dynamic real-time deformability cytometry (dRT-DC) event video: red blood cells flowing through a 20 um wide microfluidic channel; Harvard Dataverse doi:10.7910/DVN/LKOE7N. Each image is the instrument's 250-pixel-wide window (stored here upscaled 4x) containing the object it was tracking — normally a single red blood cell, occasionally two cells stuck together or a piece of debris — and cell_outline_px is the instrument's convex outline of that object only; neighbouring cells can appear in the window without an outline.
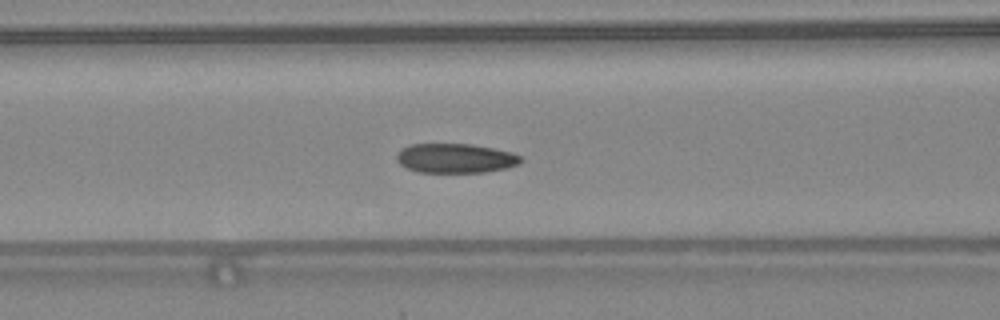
{"species": "common noctule bat (a hibernating species)", "species_latin": "Nyctalus noctula", "temperature_condition": "warm", "stored_images_in_passage": 48, "camera_frame_rate_fps": 3000, "um_per_image_px": 0.085, "animal": {"sex": "female", "body_mass_g": 24.6, "forearm_length_mm": 56.2}, "frame": {"image": 1, "passage_image": 21, "time_ms": 6.667, "image_size_px": [1000, 320], "cell_outline_px": [[524, 160], [520, 164], [508, 168], [484, 172], [416, 172], [400, 164], [396, 160], [396, 152], [400, 148], [412, 144], [472, 144], [512, 152], [520, 156]], "centroid_in_image_um": [38.71, 13.45], "position_along_channel_um": 127.9, "area_um2": 21.5}}
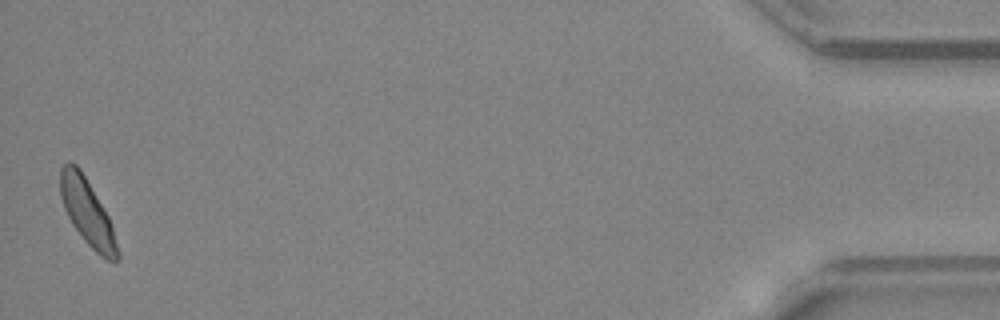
{"frame": {"image": 2, "passage_image": 48, "time_ms": 15.667, "image_size_px": [1000, 320], "cell_outline_px": [[120, 260], [108, 260], [100, 256], [84, 240], [72, 224], [64, 208], [60, 196], [60, 168], [68, 160], [76, 164], [80, 168], [108, 216], [120, 252]], "centroid_in_image_um": [7.4, 18.03], "position_along_channel_um": 427.8, "area_um2": 21.79}, "authors_computed_cell_mechanics": {"area_um2": 21.7328, "velocity_mm_per_s": 4.3538, "shape_relaxation_time_tau1_ms": 3.6586, "shape_relaxation_time_tau2_ms": 2.4578, "deformation_change_tau1": 0.1025, "deformation_change_tau2": 0.0645}}